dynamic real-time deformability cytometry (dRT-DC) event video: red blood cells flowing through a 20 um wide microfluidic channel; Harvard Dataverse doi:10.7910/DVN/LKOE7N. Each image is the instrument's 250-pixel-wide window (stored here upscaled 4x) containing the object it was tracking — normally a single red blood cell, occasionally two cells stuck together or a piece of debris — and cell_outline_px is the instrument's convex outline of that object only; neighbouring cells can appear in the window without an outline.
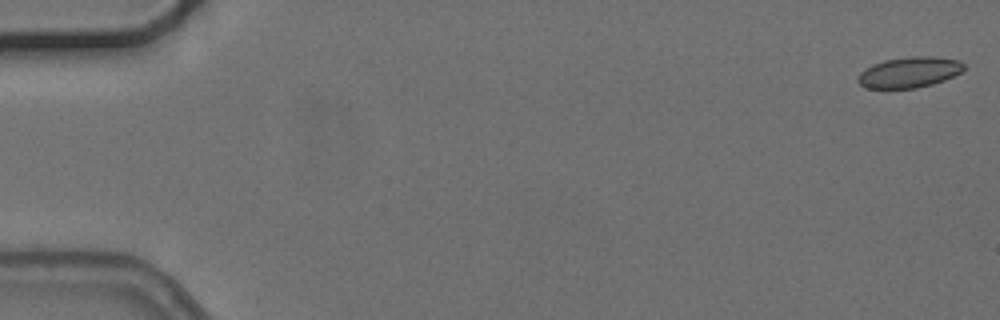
{"species": "common noctule bat (a hibernating species)", "species_latin": "Nyctalus noctula", "temperature_condition": "cold", "stored_images_in_passage": 6, "segment_of_instrument_passage": [1, 2], "camera_frame_rate_fps": 3000, "um_per_image_px": 0.085, "animal": {"sex": "female", "body_mass_g": 24.6, "forearm_length_mm": 56.2}, "frame": {"image": 1, "passage_image": 1, "time_ms": 0.0, "image_size_px": [1000, 320], "cell_outline_px": [[964, 68], [960, 72], [944, 80], [932, 84], [916, 88], [868, 88], [860, 84], [856, 80], [856, 76], [860, 72], [872, 64], [884, 60], [912, 56], [932, 56], [960, 60], [964, 64]], "centroid_in_image_um": [77.26, 6.14], "position_along_channel_um": 7.7, "area_um2": 18.96}}